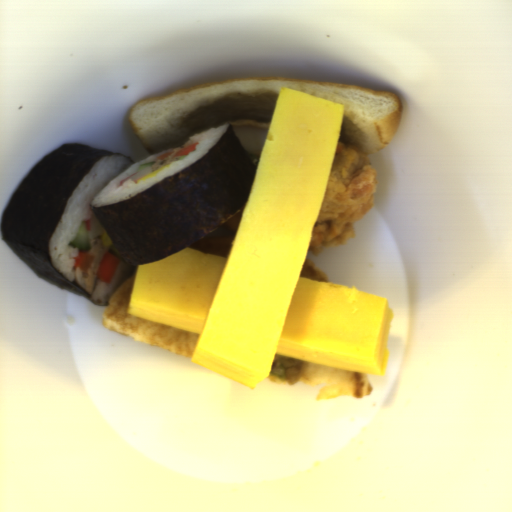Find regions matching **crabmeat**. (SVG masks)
Returning a JSON list of instances; mask_svg holds the SVG:
<instances>
[{"instance_id":"2","label":"crabmeat","mask_w":512,"mask_h":512,"mask_svg":"<svg viewBox=\"0 0 512 512\" xmlns=\"http://www.w3.org/2000/svg\"><path fill=\"white\" fill-rule=\"evenodd\" d=\"M152 173V166H148L141 171H137L130 175L129 177L125 178L124 180L120 181L119 185L122 186L127 180H131L135 183H137L141 178H143L145 175Z\"/></svg>"},{"instance_id":"1","label":"crabmeat","mask_w":512,"mask_h":512,"mask_svg":"<svg viewBox=\"0 0 512 512\" xmlns=\"http://www.w3.org/2000/svg\"><path fill=\"white\" fill-rule=\"evenodd\" d=\"M91 217L85 221L88 239H96L104 233V228L90 205Z\"/></svg>"}]
</instances>
